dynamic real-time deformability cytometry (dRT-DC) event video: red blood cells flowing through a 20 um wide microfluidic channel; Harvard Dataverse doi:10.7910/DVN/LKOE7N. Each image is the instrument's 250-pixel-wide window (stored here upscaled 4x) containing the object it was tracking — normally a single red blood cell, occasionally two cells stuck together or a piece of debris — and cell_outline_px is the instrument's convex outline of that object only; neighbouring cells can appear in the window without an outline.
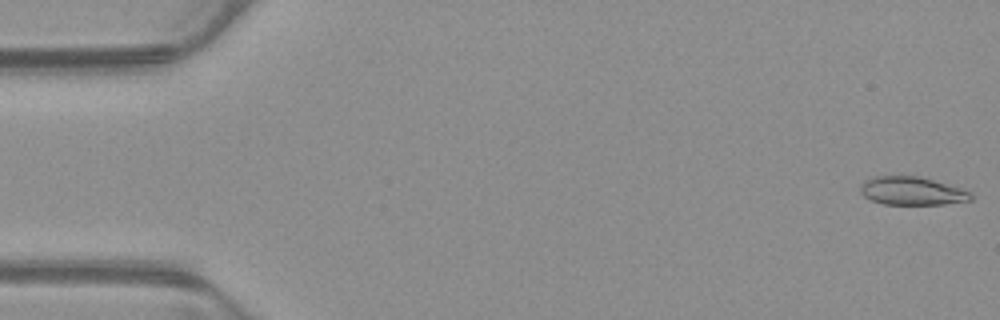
{"species": "common noctule bat (a hibernating species)", "species_latin": "Nyctalus noctula", "temperature_condition": "warm", "stored_images_in_passage": 54, "segment_of_instrument_passage": [1, 2], "camera_frame_rate_fps": 3000, "um_per_image_px": 0.085, "animal": {"sex": "male", "body_mass_g": 23.1, "forearm_length_mm": 52.7}, "frame": {"image": 1, "passage_image": 1, "time_ms": 0.0, "image_size_px": [1000, 320], "cell_outline_px": [[972, 200], [944, 204], [884, 204], [872, 200], [864, 196], [860, 192], [860, 184], [864, 180], [872, 176], [920, 176], [960, 188], [972, 192]], "centroid_in_image_um": [77.49, 16.22], "position_along_channel_um": 7.5, "area_um2": 18.21}}
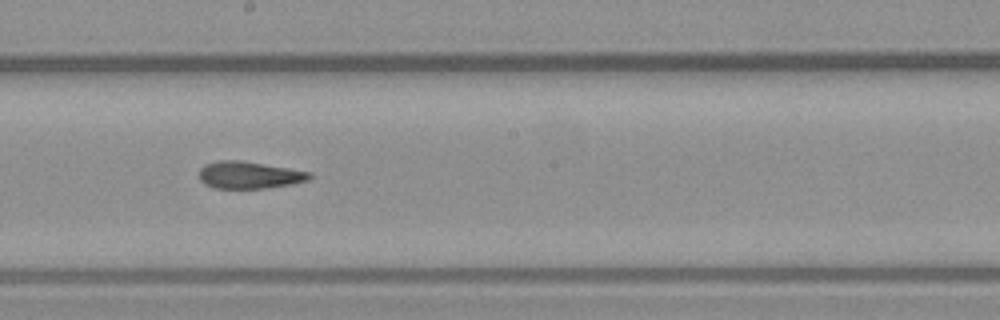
{"frame": {"image": 2, "passage_image": 29, "time_ms": 9.333, "image_size_px": [1000, 320], "cell_outline_px": [[312, 176], [308, 180], [292, 184], [264, 188], [216, 188], [204, 184], [200, 180], [200, 168], [204, 164], [216, 160], [240, 160], [312, 172]], "centroid_in_image_um": [21.17, 14.87], "position_along_channel_um": 227.0, "area_um2": 17.46}}
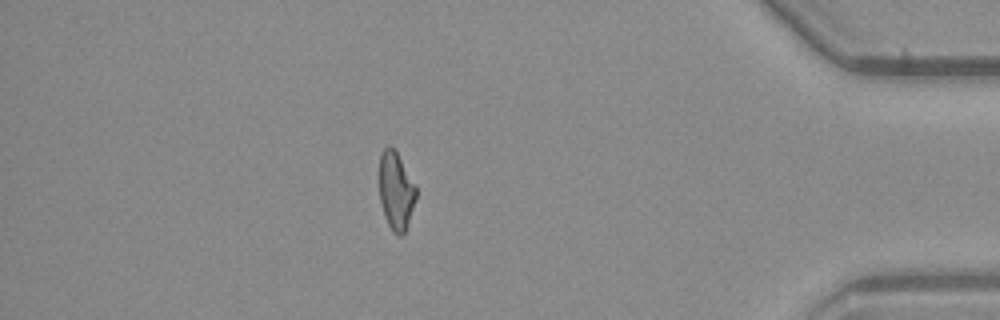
{"frame": {"image": 3, "passage_image": 46, "time_ms": 15.0, "image_size_px": [1000, 320], "cell_outline_px": [[416, 196], [404, 232], [400, 236], [396, 236], [392, 232], [384, 216], [380, 200], [380, 152], [388, 144], [392, 144], [416, 188]], "centroid_in_image_um": [33.62, 16.2], "position_along_channel_um": 401.6, "area_um2": 16.36}}